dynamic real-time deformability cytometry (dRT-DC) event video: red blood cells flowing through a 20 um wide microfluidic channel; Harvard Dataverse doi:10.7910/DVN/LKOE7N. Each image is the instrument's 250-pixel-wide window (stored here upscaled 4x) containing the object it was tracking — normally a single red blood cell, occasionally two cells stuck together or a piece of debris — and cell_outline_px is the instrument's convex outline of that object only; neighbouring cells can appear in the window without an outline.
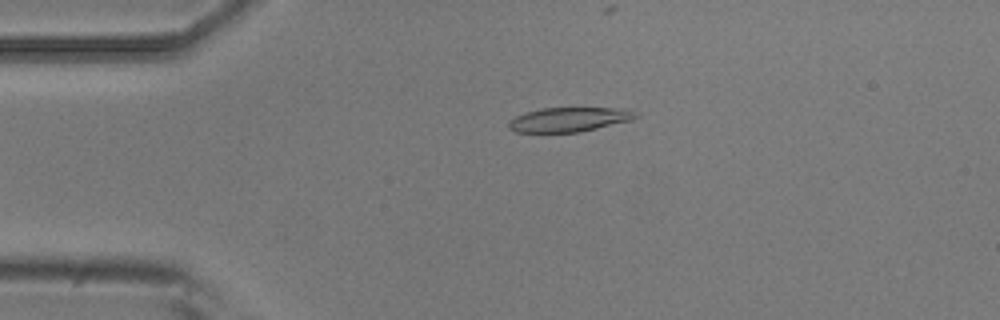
{"species": "common noctule bat (a hibernating species)", "species_latin": "Nyctalus noctula", "temperature_condition": "room temperature", "stored_images_in_passage": 5, "camera_frame_rate_fps": 3000, "um_per_image_px": 0.085, "animal": {"sex": "male", "body_mass_g": 20.5, "forearm_length_mm": 52.5}, "frame": {"image": 1, "passage_image": 4, "time_ms": 1.0, "image_size_px": [1000, 320], "cell_outline_px": [[640, 116], [632, 120], [580, 132], [516, 132], [508, 128], [508, 120], [516, 116], [540, 108], [624, 108], [640, 112]], "centroid_in_image_um": [48.43, 10.15], "position_along_channel_um": 36.6, "area_um2": 18.21}}